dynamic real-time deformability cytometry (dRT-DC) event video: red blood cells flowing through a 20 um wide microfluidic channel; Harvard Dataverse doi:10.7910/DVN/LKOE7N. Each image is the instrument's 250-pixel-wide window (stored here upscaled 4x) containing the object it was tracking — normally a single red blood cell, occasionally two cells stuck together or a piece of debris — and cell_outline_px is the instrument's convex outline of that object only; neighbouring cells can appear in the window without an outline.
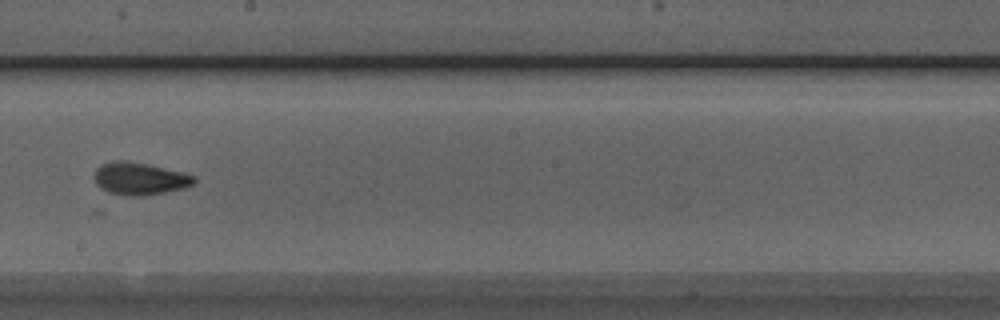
{"species": "Egyptian fruit bat (a non-hibernating species)", "species_latin": "Rousettus aegyptiacus", "temperature_condition": "room temperature", "stored_images_in_passage": 7, "camera_frame_rate_fps": 3000, "um_per_image_px": 0.085, "animal": {"sex": "male"}, "frame": {"image": 1, "passage_image": 7, "time_ms": 2.0, "image_size_px": [1000, 320], "cell_outline_px": [[196, 180], [192, 184], [184, 188], [164, 192], [140, 196], [132, 196], [108, 192], [100, 188], [96, 184], [96, 168], [100, 164], [116, 160], [124, 160], [148, 164], [184, 172], [196, 176]], "centroid_in_image_um": [11.89, 15.17], "position_along_channel_um": 236.3, "area_um2": 18.79}}